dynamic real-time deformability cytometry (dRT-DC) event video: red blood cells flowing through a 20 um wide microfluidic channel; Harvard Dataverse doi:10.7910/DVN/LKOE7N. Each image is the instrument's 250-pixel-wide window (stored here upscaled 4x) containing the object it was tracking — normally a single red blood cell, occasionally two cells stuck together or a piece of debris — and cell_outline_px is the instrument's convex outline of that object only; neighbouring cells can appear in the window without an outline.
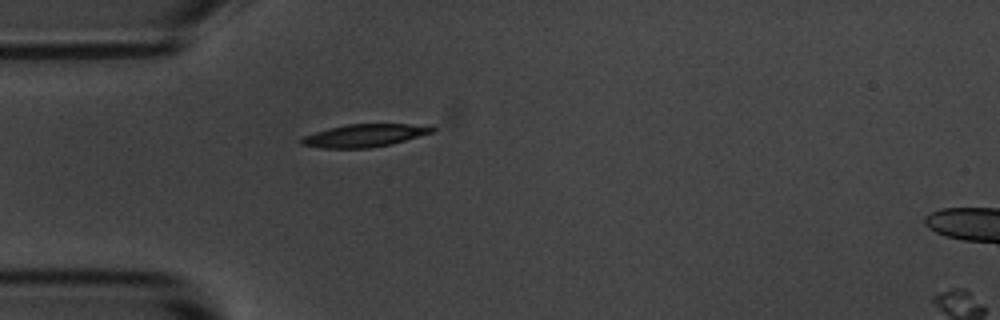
{"species": "common noctule bat (a hibernating species)", "species_latin": "Nyctalus noctula", "temperature_condition": "room temperature", "stored_images_in_passage": 5, "camera_frame_rate_fps": 3000, "um_per_image_px": 0.085, "animal": {"sex": "male", "body_mass_g": 20.1, "forearm_length_mm": 53.5}, "frame": {"image": 1, "passage_image": 5, "time_ms": 5.333, "image_size_px": [1000, 320], "cell_outline_px": [[436, 132], [392, 144], [368, 148], [320, 148], [300, 144], [300, 140], [304, 136], [328, 128], [348, 124], [432, 124], [436, 128]], "centroid_in_image_um": [31.08, 11.51], "position_along_channel_um": 53.9, "area_um2": 17.63}}